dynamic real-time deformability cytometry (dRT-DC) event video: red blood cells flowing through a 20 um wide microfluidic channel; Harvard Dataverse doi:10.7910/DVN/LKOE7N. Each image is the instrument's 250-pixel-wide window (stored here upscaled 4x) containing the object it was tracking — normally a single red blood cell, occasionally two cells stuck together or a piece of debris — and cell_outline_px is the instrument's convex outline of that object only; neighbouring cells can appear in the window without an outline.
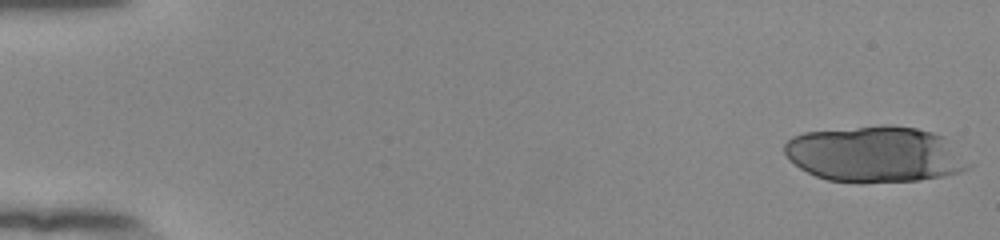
{"species": "human", "species_latin": "Homo sapiens", "temperature_condition": "room temperature", "stored_images_in_passage": 21, "camera_frame_rate_fps": 3000, "um_per_image_px": 0.085, "donor": {"sex": "female"}, "frame": {"image": 1, "passage_image": 1, "time_ms": 0.0, "image_size_px": [1000, 240], "cell_outline_px": [[972, 168], [960, 172], [944, 176], [920, 180], [828, 180], [816, 176], [800, 168], [784, 152], [784, 144], [792, 136], [804, 132], [884, 124], [892, 124], [916, 128], [932, 132], [944, 136], [972, 164]], "centroid_in_image_um": [74.43, 13.07], "position_along_channel_um": 10.6, "area_um2": 59.48}}